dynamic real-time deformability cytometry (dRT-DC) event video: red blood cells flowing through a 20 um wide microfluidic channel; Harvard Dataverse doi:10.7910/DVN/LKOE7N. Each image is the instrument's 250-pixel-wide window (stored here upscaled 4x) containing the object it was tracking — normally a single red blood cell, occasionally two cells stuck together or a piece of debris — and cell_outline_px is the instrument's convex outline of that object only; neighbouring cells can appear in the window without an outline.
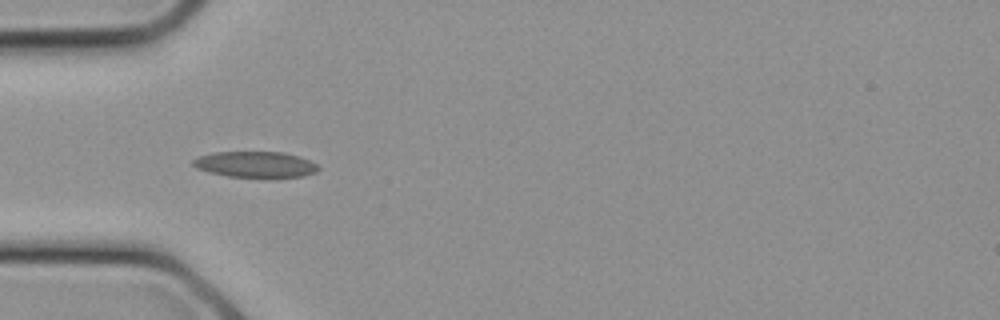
{"species": "common noctule bat (a hibernating species)", "species_latin": "Nyctalus noctula", "temperature_condition": "cold", "stored_images_in_passage": 4, "camera_frame_rate_fps": 3000, "um_per_image_px": 0.085, "animal": {"sex": "female", "body_mass_g": 21.9}, "frame": {"image": 1, "passage_image": 1, "time_ms": 0.0, "image_size_px": [1000, 320], "cell_outline_px": [[320, 168], [316, 172], [304, 176], [264, 180], [228, 176], [208, 172], [196, 168], [192, 164], [192, 160], [200, 156], [212, 152], [284, 152], [300, 156], [316, 164]], "centroid_in_image_um": [21.74, 14.02], "position_along_channel_um": 63.3, "area_um2": 19.77}}
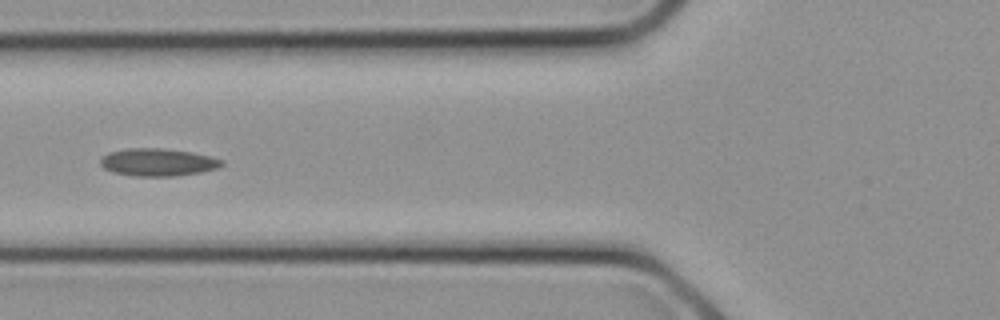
{"frame": {"image": 2, "passage_image": 3, "time_ms": 0.667, "image_size_px": [1000, 320], "cell_outline_px": [[224, 164], [216, 168], [200, 172], [172, 176], [132, 176], [112, 172], [104, 168], [100, 164], [100, 156], [108, 152], [128, 148], [164, 148], [192, 152], [212, 156], [224, 160]], "centroid_in_image_um": [13.39, 13.78], "position_along_channel_um": 112.4, "area_um2": 19.71}}